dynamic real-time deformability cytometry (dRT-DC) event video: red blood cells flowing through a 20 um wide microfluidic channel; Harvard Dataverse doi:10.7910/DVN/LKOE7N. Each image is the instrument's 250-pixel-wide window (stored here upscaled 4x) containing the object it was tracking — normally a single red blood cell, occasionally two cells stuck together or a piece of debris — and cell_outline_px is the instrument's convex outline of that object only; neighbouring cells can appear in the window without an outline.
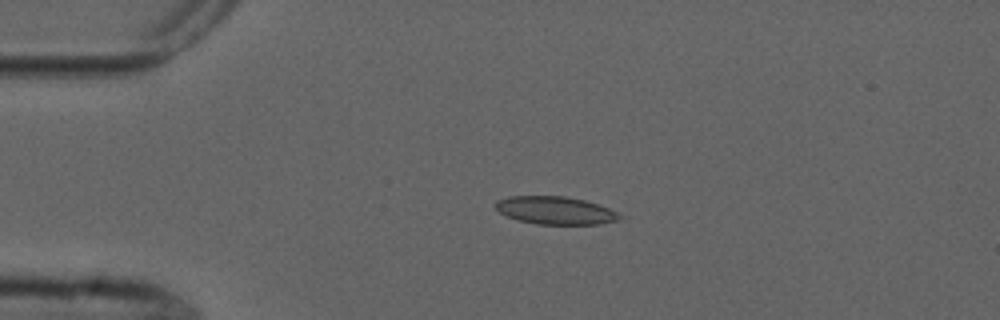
{"species": "common noctule bat (a hibernating species)", "species_latin": "Nyctalus noctula", "temperature_condition": "cold", "stored_images_in_passage": 5, "camera_frame_rate_fps": 3000, "um_per_image_px": 0.085, "animal": {"sex": "male", "forearm_length_mm": 52.5}, "frame": {"image": 1, "passage_image": 3, "time_ms": 3.0, "image_size_px": [1000, 320], "cell_outline_px": [[628, 216], [616, 220], [600, 224], [536, 224], [520, 220], [508, 216], [500, 212], [492, 204], [496, 200], [508, 196], [564, 196], [584, 200], [608, 208]], "centroid_in_image_um": [47.21, 17.88], "position_along_channel_um": 37.8, "area_um2": 20.17}}